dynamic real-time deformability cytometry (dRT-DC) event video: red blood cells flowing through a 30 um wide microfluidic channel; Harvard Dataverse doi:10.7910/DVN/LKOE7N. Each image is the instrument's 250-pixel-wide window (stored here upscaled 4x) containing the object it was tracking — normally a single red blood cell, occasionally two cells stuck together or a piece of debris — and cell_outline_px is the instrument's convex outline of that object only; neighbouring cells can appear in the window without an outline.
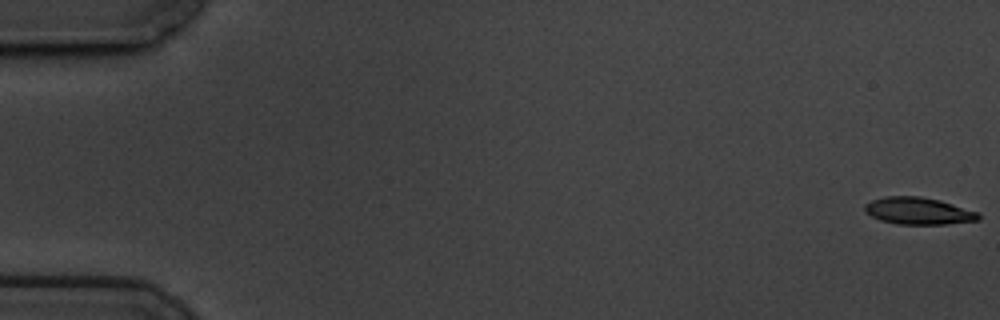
{"species": "common noctule bat (a hibernating species)", "species_latin": "Nyctalus noctula", "temperature_condition": "cold", "stored_images_in_passage": 59, "camera_frame_rate_fps": 3000, "um_per_image_px": 0.085, "animal": {"sex": "male", "body_mass_g": 19.5, "forearm_length_mm": 54.6}, "frame": {"image": 1, "passage_image": 1, "time_ms": 0.0, "image_size_px": [1000, 320], "cell_outline_px": [[980, 220], [944, 224], [896, 224], [880, 220], [864, 212], [864, 204], [872, 200], [884, 196], [920, 196], [940, 200], [980, 212]], "centroid_in_image_um": [78.06, 17.92], "position_along_channel_um": 6.9, "area_um2": 18.09}}
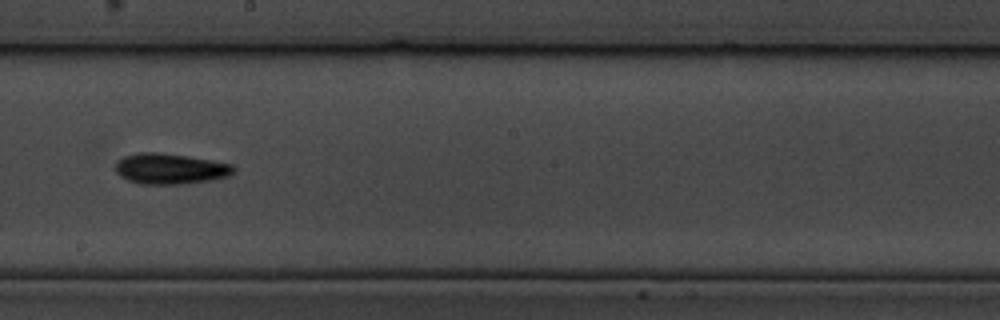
{"frame": {"image": 2, "passage_image": 34, "time_ms": 11.0, "image_size_px": [1000, 320], "cell_outline_px": [[236, 172], [228, 176], [212, 180], [180, 184], [140, 184], [128, 180], [120, 176], [116, 172], [116, 160], [124, 156], [140, 152], [156, 152], [188, 156], [212, 160], [232, 164], [236, 168]], "centroid_in_image_um": [14.48, 14.34], "position_along_channel_um": 233.7, "area_um2": 21.27}}
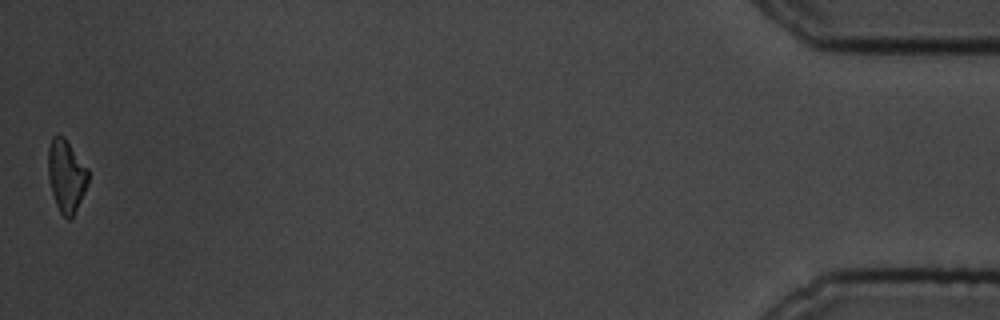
{"frame": {"image": 3, "passage_image": 59, "time_ms": 19.333, "image_size_px": [1000, 320], "cell_outline_px": [[88, 184], [72, 216], [68, 220], [60, 212], [56, 204], [48, 180], [48, 148], [52, 136], [64, 136], [88, 168]], "centroid_in_image_um": [5.62, 14.91], "position_along_channel_um": 429.6, "area_um2": 16.76}, "authors_computed_cell_mechanics": {"area_um2": 18.6694, "velocity_mm_per_s": 3.432, "shape_relaxation_time_tau1_ms": 2.8, "shape_relaxation_time_tau2_ms": null, "deformation_change_tau1": 0.0998, "deformation_change_tau2": null}}